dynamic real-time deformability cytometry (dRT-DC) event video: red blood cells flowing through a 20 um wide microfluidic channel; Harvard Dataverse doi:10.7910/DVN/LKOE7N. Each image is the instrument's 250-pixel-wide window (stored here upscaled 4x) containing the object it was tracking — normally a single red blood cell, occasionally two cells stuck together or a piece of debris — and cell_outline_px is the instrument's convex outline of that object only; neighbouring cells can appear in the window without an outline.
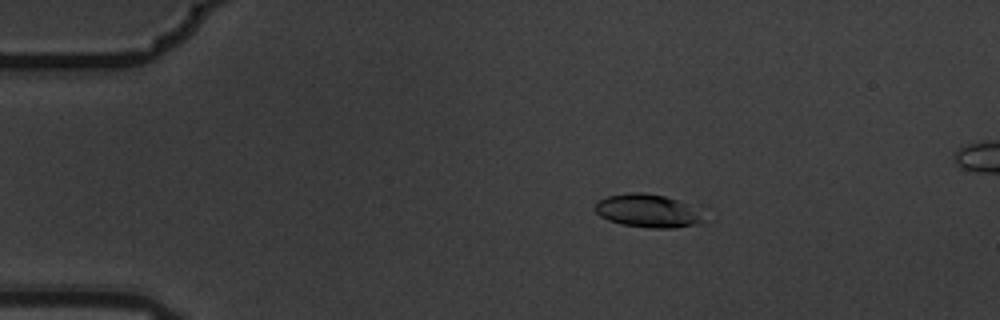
{"species": "common noctule bat (a hibernating species)", "species_latin": "Nyctalus noctula", "temperature_condition": "warm", "stored_images_in_passage": 4, "camera_frame_rate_fps": 3000, "um_per_image_px": 0.085, "animal": {"sex": "male", "body_mass_g": 19.5, "forearm_length_mm": 54.6}, "frame": {"image": 1, "passage_image": 1, "time_ms": 0.0, "image_size_px": [1000, 320], "cell_outline_px": [[708, 220], [700, 224], [676, 228], [652, 228], [620, 224], [608, 220], [600, 216], [592, 208], [596, 200], [608, 196], [628, 192], [644, 192], [664, 196], [676, 200], [684, 204]], "centroid_in_image_um": [54.97, 17.93], "position_along_channel_um": 30.0, "area_um2": 20.98}}
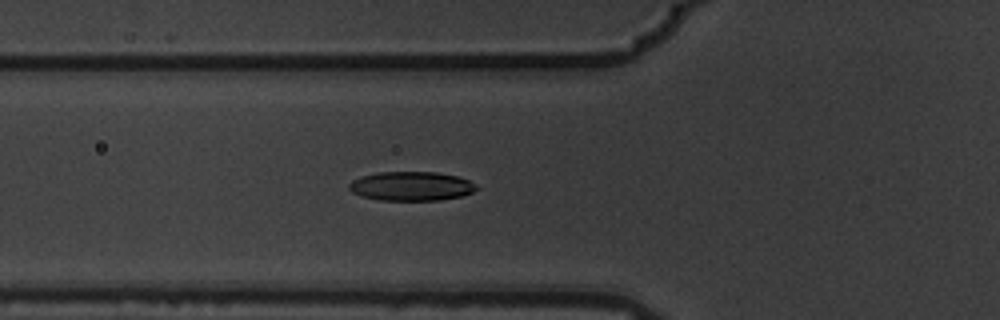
{"frame": {"image": 2, "passage_image": 4, "time_ms": 1.0, "image_size_px": [1000, 320], "cell_outline_px": [[480, 188], [464, 196], [440, 200], [380, 200], [364, 196], [352, 192], [348, 188], [348, 184], [352, 180], [360, 176], [380, 172], [436, 172], [456, 176], [468, 180]], "centroid_in_image_um": [34.96, 15.82], "position_along_channel_um": 90.8, "area_um2": 21.62}}